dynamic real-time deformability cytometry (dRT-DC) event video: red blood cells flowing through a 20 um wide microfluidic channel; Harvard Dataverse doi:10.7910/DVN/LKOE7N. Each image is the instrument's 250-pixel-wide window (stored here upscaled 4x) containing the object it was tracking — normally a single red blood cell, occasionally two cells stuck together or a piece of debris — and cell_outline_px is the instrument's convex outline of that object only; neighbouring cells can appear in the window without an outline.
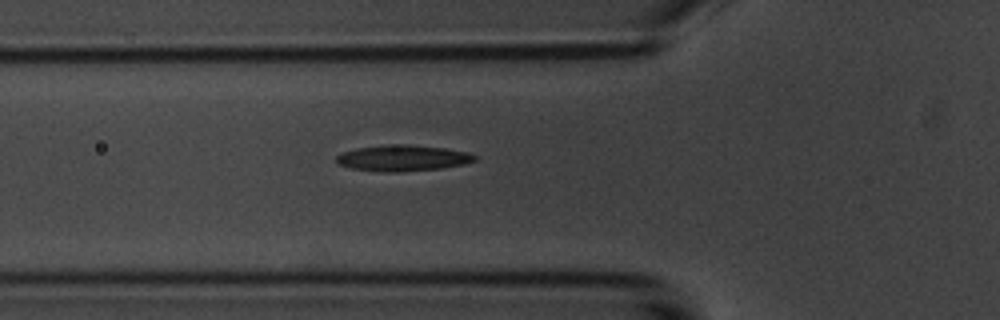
{"species": "common noctule bat (a hibernating species)", "species_latin": "Nyctalus noctula", "temperature_condition": "room temperature", "stored_images_in_passage": 4, "camera_frame_rate_fps": 3000, "um_per_image_px": 0.085, "animal": {"sex": "male", "body_mass_g": 20.1, "forearm_length_mm": 53.5}, "frame": {"image": 1, "passage_image": 4, "time_ms": 4.333, "image_size_px": [1000, 320], "cell_outline_px": [[476, 160], [464, 164], [440, 168], [400, 172], [388, 172], [352, 168], [340, 164], [336, 160], [336, 156], [344, 152], [356, 148], [388, 144], [408, 144], [444, 148], [468, 152], [476, 156]], "centroid_in_image_um": [34.25, 13.42], "position_along_channel_um": 91.5, "area_um2": 20.81}}